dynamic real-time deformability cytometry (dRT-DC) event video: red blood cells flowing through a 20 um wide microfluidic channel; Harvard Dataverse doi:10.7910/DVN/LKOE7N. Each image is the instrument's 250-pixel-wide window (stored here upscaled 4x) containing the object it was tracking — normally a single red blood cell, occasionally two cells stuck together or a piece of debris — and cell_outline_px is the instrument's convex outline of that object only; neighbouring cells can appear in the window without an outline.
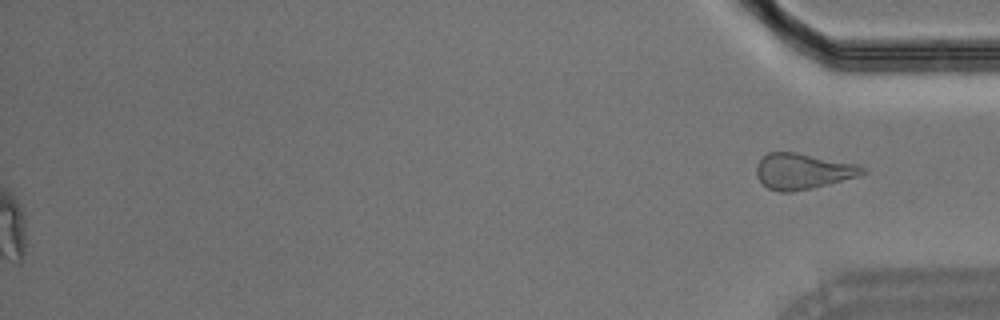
{"species": "Egyptian fruit bat (a non-hibernating species)", "species_latin": "Rousettus aegyptiacus", "temperature_condition": "room temperature", "stored_images_in_passage": 38, "segment_of_instrument_passage": [2, 2], "camera_frame_rate_fps": 3000, "um_per_image_px": 0.085, "animal": {"sex": "male"}, "frame": {"image": 1, "passage_image": 38, "time_ms": 12.333, "image_size_px": [1000, 320], "cell_outline_px": [[868, 172], [856, 176], [812, 188], [792, 192], [780, 192], [768, 188], [756, 176], [756, 164], [768, 152], [796, 152], [856, 164], [868, 168]], "centroid_in_image_um": [68.22, 14.55], "position_along_channel_um": 367.0, "area_um2": 21.96}}